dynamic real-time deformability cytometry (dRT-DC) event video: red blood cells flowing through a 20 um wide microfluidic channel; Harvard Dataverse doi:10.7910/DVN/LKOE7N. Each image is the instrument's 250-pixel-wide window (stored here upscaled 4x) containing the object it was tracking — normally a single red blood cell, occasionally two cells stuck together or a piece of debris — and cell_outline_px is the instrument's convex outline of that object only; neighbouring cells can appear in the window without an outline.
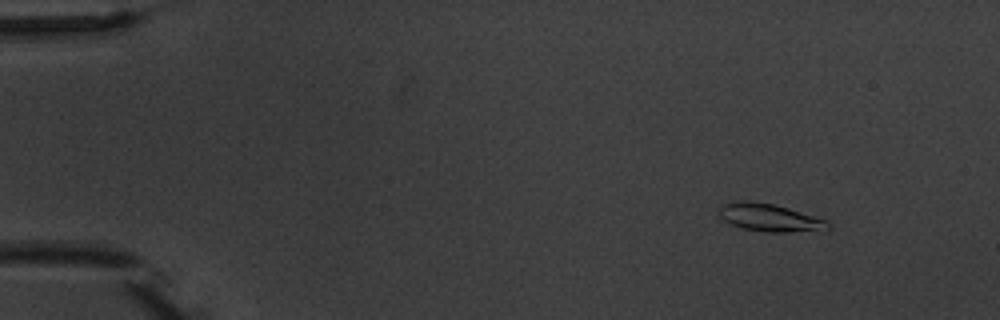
{"species": "common noctule bat (a hibernating species)", "species_latin": "Nyctalus noctula", "temperature_condition": "warm", "stored_images_in_passage": 5, "camera_frame_rate_fps": 3000, "um_per_image_px": 0.085, "animal": {"sex": "male", "body_mass_g": 20.1, "forearm_length_mm": 53.5}, "frame": {"image": 1, "passage_image": 2, "time_ms": 1.333, "image_size_px": [1000, 320], "cell_outline_px": [[832, 228], [788, 232], [764, 232], [740, 228], [724, 220], [720, 216], [720, 208], [724, 204], [740, 200], [744, 200], [772, 204], [788, 208], [828, 220], [832, 224]], "centroid_in_image_um": [65.44, 18.5], "position_along_channel_um": 19.6, "area_um2": 17.4}}